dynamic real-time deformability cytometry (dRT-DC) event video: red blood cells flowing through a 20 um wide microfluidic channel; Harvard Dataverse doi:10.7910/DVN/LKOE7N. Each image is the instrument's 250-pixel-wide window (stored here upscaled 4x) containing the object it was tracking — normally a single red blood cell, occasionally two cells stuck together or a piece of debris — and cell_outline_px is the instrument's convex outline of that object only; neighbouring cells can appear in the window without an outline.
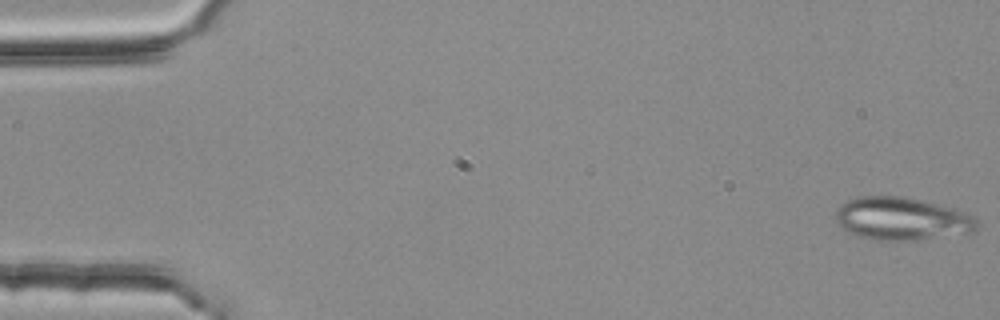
{"species": "common noctule bat (a hibernating species)", "species_latin": "Nyctalus noctula", "temperature_condition": "room temperature", "stored_images_in_passage": 3, "camera_frame_rate_fps": 3000, "um_per_image_px": 0.085, "animal": {"sex": "female", "body_mass_g": 25.1}, "frame": {"image": 1, "passage_image": 1, "time_ms": 0.0, "image_size_px": [1000, 320], "cell_outline_px": [[976, 228], [972, 232], [916, 240], [872, 240], [848, 232], [836, 224], [836, 208], [840, 204], [856, 196], [908, 196], [968, 212], [976, 220]], "centroid_in_image_um": [76.61, 18.58], "position_along_channel_um": 8.4, "area_um2": 35.49}}